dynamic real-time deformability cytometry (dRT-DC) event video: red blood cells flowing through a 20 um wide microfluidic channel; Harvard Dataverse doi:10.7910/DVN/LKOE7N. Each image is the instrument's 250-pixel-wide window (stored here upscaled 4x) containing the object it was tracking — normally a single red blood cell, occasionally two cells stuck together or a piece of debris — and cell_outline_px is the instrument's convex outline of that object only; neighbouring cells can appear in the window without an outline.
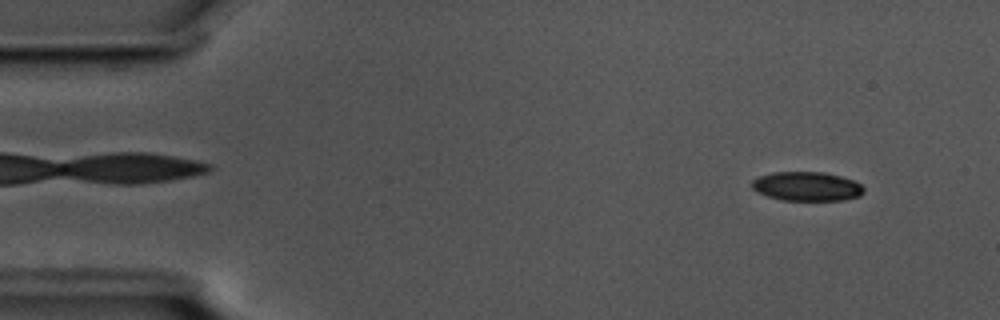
{"species": "common noctule bat (a hibernating species)", "species_latin": "Nyctalus noctula", "temperature_condition": "cold", "stored_images_in_passage": 56, "camera_frame_rate_fps": 3000, "um_per_image_px": 0.085, "animal": {"sex": "male", "body_mass_g": 17.5, "forearm_length_mm": 52.3}, "frame": {"image": 1, "passage_image": 5, "time_ms": 1.333, "image_size_px": [1000, 320], "cell_outline_px": [[864, 192], [860, 196], [844, 200], [780, 200], [756, 192], [752, 188], [752, 180], [760, 176], [772, 172], [824, 172], [840, 176], [852, 180], [860, 184], [864, 188]], "centroid_in_image_um": [68.57, 15.84], "position_along_channel_um": 16.4, "area_um2": 19.02}}
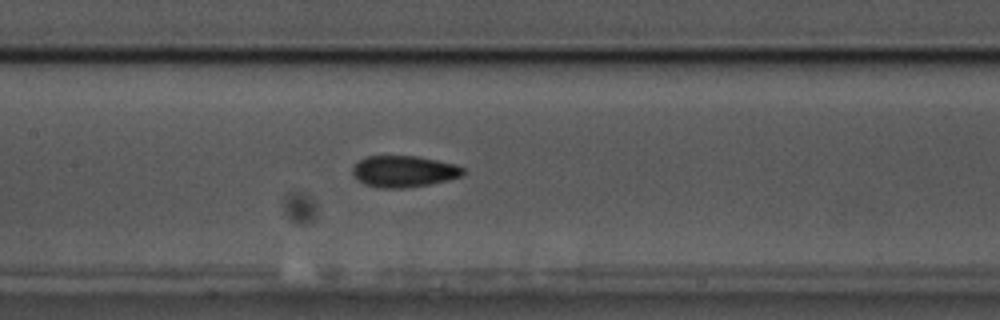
{"frame": {"image": 2, "passage_image": 26, "time_ms": 8.333, "image_size_px": [1000, 320], "cell_outline_px": [[464, 176], [448, 180], [428, 184], [404, 188], [376, 188], [364, 184], [356, 180], [352, 176], [352, 164], [364, 156], [416, 156], [456, 164], [464, 168]], "centroid_in_image_um": [34.27, 14.57], "position_along_channel_um": 173.1, "area_um2": 20.63}}
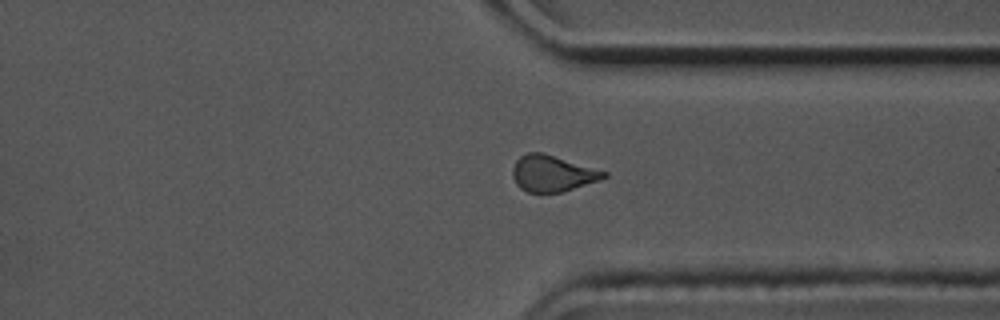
{"frame": {"image": 3, "passage_image": 42, "time_ms": 13.667, "image_size_px": [1000, 320], "cell_outline_px": [[608, 176], [600, 180], [560, 192], [528, 192], [520, 188], [516, 184], [512, 176], [512, 168], [516, 160], [520, 156], [528, 152], [544, 152], [608, 172]], "centroid_in_image_um": [46.94, 14.72], "position_along_channel_um": 364.5, "area_um2": 19.31}, "authors_computed_cell_mechanics": {"area_um2": 19.941, "velocity_mm_per_s": 3.5895, "shape_relaxation_time_tau1_ms": 3.1122, "shape_relaxation_time_tau2_ms": 3.8721, "deformation_change_tau1": 0.0933, "deformation_change_tau2": 0.0793}}